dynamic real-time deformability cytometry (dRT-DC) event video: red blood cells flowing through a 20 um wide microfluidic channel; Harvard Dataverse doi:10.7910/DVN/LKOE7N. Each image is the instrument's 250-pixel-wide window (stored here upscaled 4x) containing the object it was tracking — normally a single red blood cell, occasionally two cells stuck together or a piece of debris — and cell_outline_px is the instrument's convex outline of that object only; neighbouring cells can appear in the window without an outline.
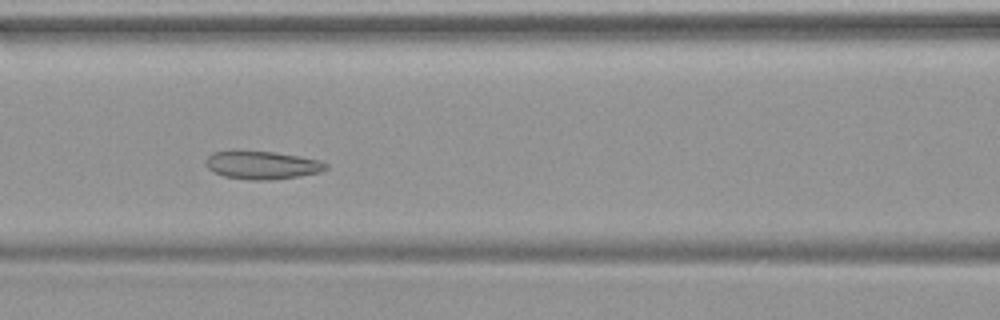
{"species": "common noctule bat (a hibernating species)", "species_latin": "Nyctalus noctula", "temperature_condition": "warm", "stored_images_in_passage": 48, "camera_frame_rate_fps": 3000, "um_per_image_px": 0.085, "animal": {"sex": "female", "body_mass_g": 19.9}, "frame": {"image": 1, "passage_image": 20, "time_ms": 6.333, "image_size_px": [1000, 320], "cell_outline_px": [[328, 168], [320, 172], [296, 176], [268, 180], [252, 180], [224, 176], [208, 168], [204, 164], [204, 160], [212, 152], [232, 148], [236, 148], [276, 152], [300, 156], [320, 160], [328, 164]], "centroid_in_image_um": [22.21, 13.98], "position_along_channel_um": 144.4, "area_um2": 20.29}}
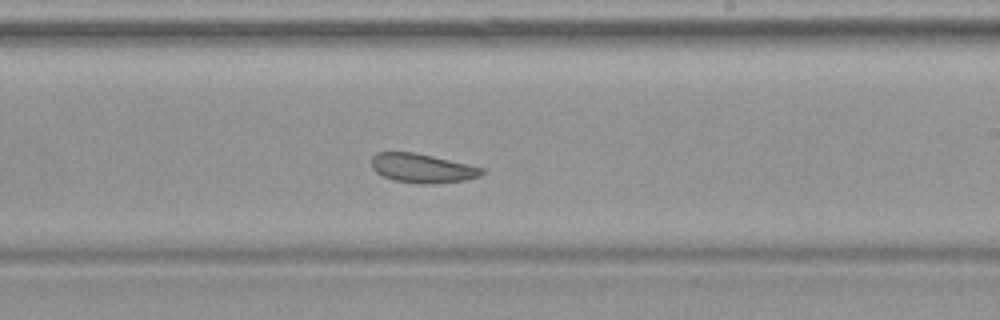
{"frame": {"image": 2, "passage_image": 28, "time_ms": 9.0, "image_size_px": [1000, 320], "cell_outline_px": [[484, 172], [480, 176], [464, 180], [428, 184], [420, 184], [396, 180], [384, 176], [376, 172], [372, 168], [372, 156], [376, 152], [416, 152], [468, 164], [484, 168]], "centroid_in_image_um": [35.89, 14.28], "position_along_channel_um": 253.1, "area_um2": 18.61}}
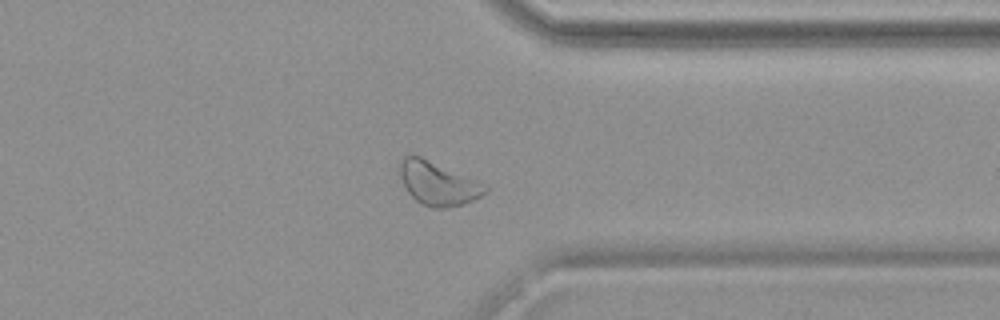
{"frame": {"image": 3, "passage_image": 37, "time_ms": 12.0, "image_size_px": [1000, 320], "cell_outline_px": [[488, 192], [464, 204], [444, 208], [432, 208], [416, 200], [408, 192], [400, 176], [400, 160], [404, 156], [420, 156], [488, 184]], "centroid_in_image_um": [37.27, 15.59], "position_along_channel_um": 374.1, "area_um2": 21.56}}